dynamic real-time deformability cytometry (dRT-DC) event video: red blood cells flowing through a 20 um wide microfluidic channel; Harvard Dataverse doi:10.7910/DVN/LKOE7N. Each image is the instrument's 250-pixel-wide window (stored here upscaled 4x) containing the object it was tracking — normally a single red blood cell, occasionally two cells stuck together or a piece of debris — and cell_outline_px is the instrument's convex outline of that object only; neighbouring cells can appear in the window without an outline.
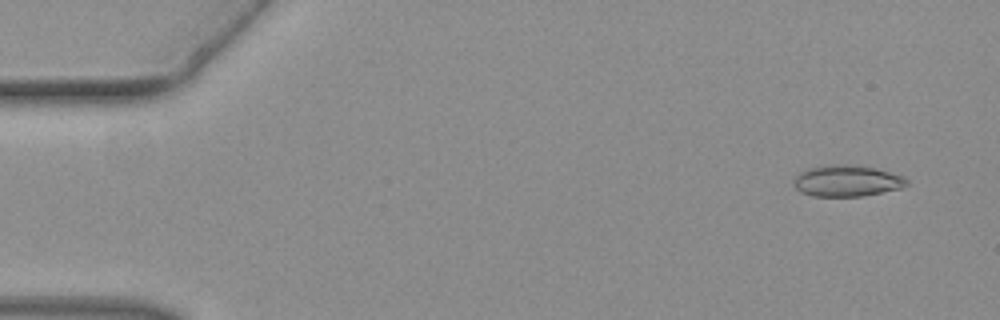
{"species": "common noctule bat (a hibernating species)", "species_latin": "Nyctalus noctula", "temperature_condition": "warm", "stored_images_in_passage": 46, "camera_frame_rate_fps": 3000, "um_per_image_px": 0.085, "animal": {"sex": "female", "body_mass_g": 19.3, "forearm_length_mm": 54.1}, "frame": {"image": 1, "passage_image": 2, "time_ms": 0.333, "image_size_px": [1000, 320], "cell_outline_px": [[908, 184], [900, 188], [860, 196], [812, 196], [800, 192], [796, 188], [792, 180], [800, 172], [812, 168], [840, 164], [876, 168], [904, 176], [908, 180]], "centroid_in_image_um": [71.98, 15.38], "position_along_channel_um": 13.0, "area_um2": 20.23}}
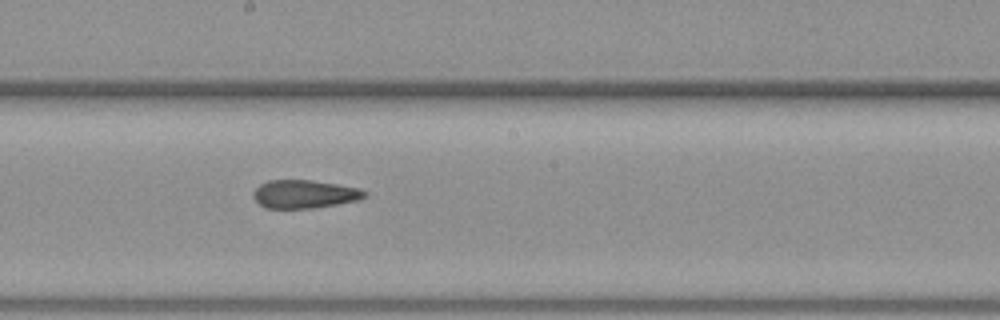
{"frame": {"image": 2, "passage_image": 25, "time_ms": 8.0, "image_size_px": [1000, 320], "cell_outline_px": [[368, 196], [360, 200], [312, 208], [264, 208], [252, 196], [252, 192], [260, 184], [268, 180], [312, 180], [360, 188], [368, 192]], "centroid_in_image_um": [25.9, 16.49], "position_along_channel_um": 222.3, "area_um2": 18.44}}
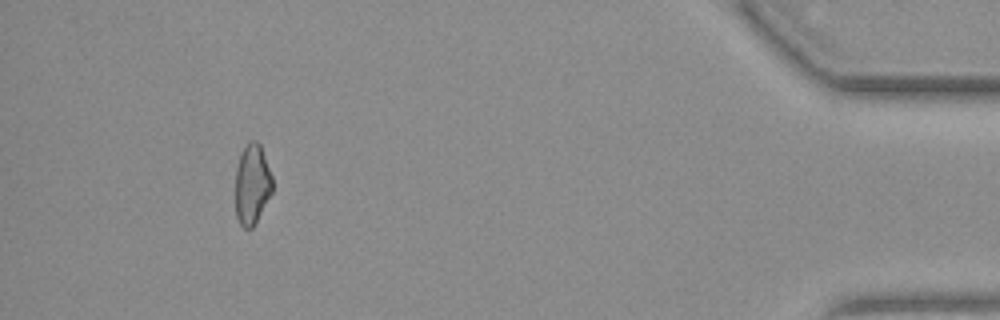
{"frame": {"image": 3, "passage_image": 43, "time_ms": 14.0, "image_size_px": [1000, 320], "cell_outline_px": [[272, 192], [256, 224], [252, 228], [244, 228], [240, 224], [236, 216], [236, 168], [240, 152], [252, 140], [256, 140], [260, 144], [272, 176]], "centroid_in_image_um": [21.43, 15.69], "position_along_channel_um": 413.8, "area_um2": 17.34}}